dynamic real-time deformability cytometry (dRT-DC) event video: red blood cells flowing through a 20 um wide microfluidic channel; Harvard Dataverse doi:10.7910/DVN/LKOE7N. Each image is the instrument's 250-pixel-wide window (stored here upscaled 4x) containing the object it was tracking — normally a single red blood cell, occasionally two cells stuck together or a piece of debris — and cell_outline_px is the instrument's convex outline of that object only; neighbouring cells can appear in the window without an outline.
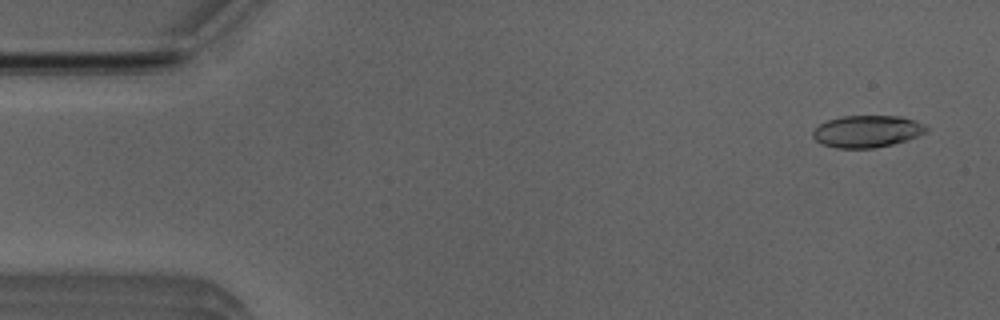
{"species": "Egyptian fruit bat (a non-hibernating species)", "species_latin": "Rousettus aegyptiacus", "temperature_condition": "room temperature", "stored_images_in_passage": 47, "camera_frame_rate_fps": 3000, "um_per_image_px": 0.085, "animal": {"sex": "male"}, "frame": {"image": 1, "passage_image": 3, "time_ms": 0.667, "image_size_px": [1000, 320], "cell_outline_px": [[928, 132], [908, 140], [892, 144], [872, 148], [836, 148], [820, 144], [812, 136], [812, 132], [820, 124], [828, 120], [844, 116], [900, 116], [916, 120], [924, 124], [928, 128]], "centroid_in_image_um": [73.73, 11.17], "position_along_channel_um": 11.3, "area_um2": 21.27}}
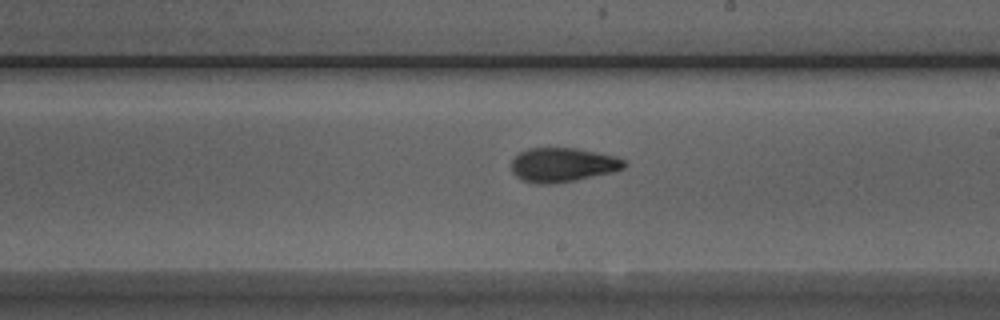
{"frame": {"image": 2, "passage_image": 29, "time_ms": 9.333, "image_size_px": [1000, 320], "cell_outline_px": [[628, 164], [624, 168], [612, 172], [576, 180], [552, 184], [536, 184], [520, 180], [512, 172], [512, 160], [520, 152], [528, 148], [576, 148], [616, 156], [624, 160]], "centroid_in_image_um": [47.82, 14.02], "position_along_channel_um": 241.2, "area_um2": 22.6}}
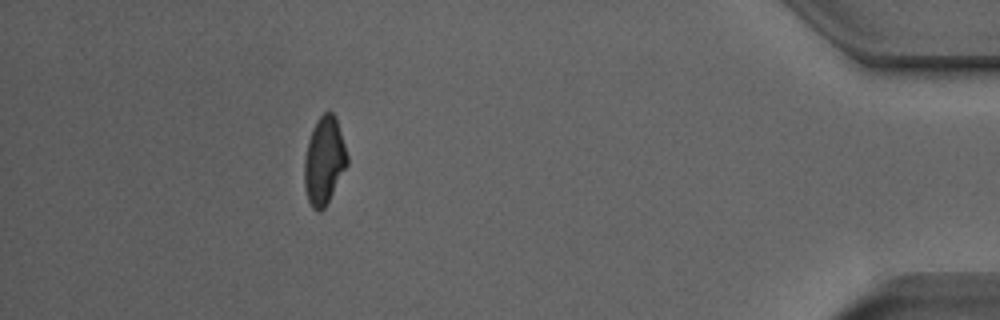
{"frame": {"image": 3, "passage_image": 46, "time_ms": 15.0, "image_size_px": [1000, 320], "cell_outline_px": [[348, 164], [324, 208], [320, 212], [312, 208], [308, 200], [304, 184], [304, 160], [308, 140], [312, 128], [316, 120], [324, 112], [332, 112], [336, 116], [348, 156]], "centroid_in_image_um": [27.55, 13.64], "position_along_channel_um": 407.7, "area_um2": 21.85}}